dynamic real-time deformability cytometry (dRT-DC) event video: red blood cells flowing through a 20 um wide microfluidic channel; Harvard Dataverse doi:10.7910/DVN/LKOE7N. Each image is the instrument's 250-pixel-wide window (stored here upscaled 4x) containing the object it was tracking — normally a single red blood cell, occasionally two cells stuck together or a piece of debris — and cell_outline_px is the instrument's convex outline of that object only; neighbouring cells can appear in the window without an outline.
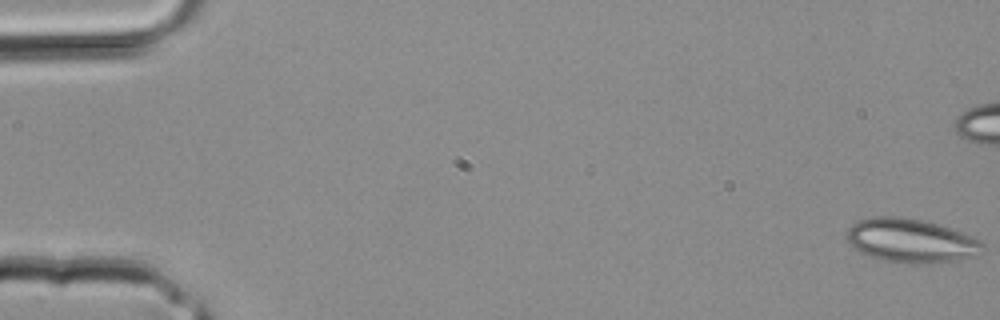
{"species": "common noctule bat (a hibernating species)", "species_latin": "Nyctalus noctula", "temperature_condition": "room temperature", "stored_images_in_passage": 5, "camera_frame_rate_fps": 3000, "um_per_image_px": 0.085, "animal": {"sex": "male", "body_mass_g": 20.4}, "frame": {"image": 1, "passage_image": 1, "time_ms": 0.0, "image_size_px": [1000, 320], "cell_outline_px": [[984, 248], [980, 256], [928, 264], [912, 264], [884, 260], [868, 256], [852, 248], [848, 240], [848, 228], [852, 224], [860, 220], [876, 216], [896, 216], [920, 220], [936, 224], [972, 236], [980, 240], [984, 244]], "centroid_in_image_um": [77.45, 20.48], "position_along_channel_um": 7.6, "area_um2": 34.68}}